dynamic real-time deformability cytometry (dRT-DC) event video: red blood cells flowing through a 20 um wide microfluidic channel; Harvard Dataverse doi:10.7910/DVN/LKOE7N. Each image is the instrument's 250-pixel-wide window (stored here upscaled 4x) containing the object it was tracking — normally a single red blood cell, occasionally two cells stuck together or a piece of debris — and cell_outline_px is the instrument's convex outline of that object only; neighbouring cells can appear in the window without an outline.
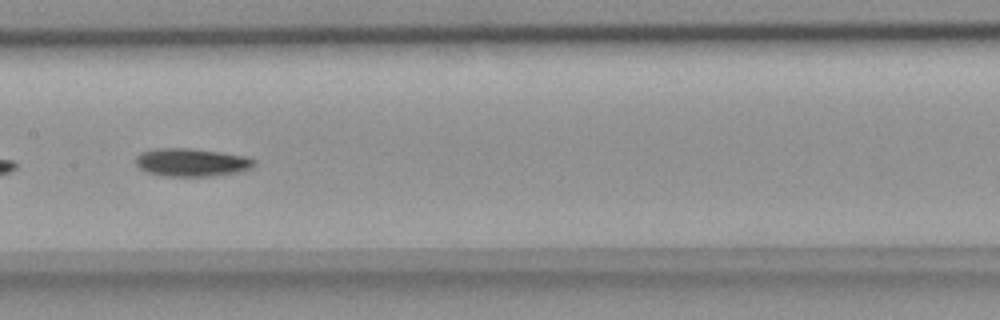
{"species": "common noctule bat (a hibernating species)", "species_latin": "Nyctalus noctula", "temperature_condition": "room temperature", "stored_images_in_passage": 37, "camera_frame_rate_fps": 3000, "um_per_image_px": 0.085, "animal": {"sex": "female", "body_mass_g": 18.4}, "frame": {"image": 1, "passage_image": 11, "time_ms": 3.333, "image_size_px": [1000, 320], "cell_outline_px": [[256, 164], [252, 168], [244, 172], [208, 176], [164, 176], [148, 172], [140, 168], [136, 164], [136, 156], [140, 152], [156, 148], [192, 148], [248, 156], [256, 160]], "centroid_in_image_um": [16.34, 13.8], "position_along_channel_um": 191.1, "area_um2": 19.65}}
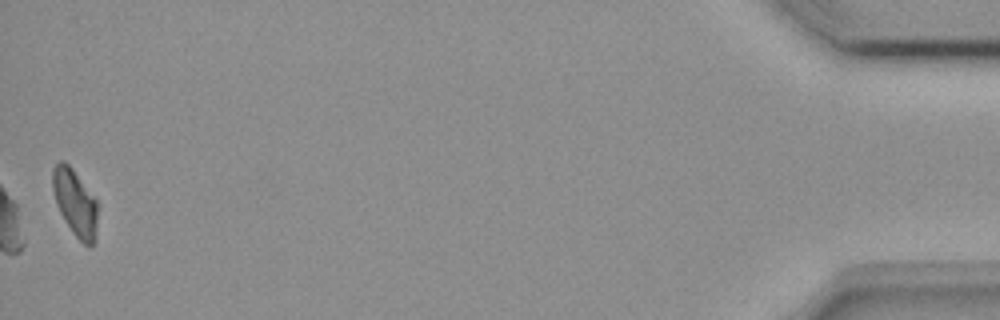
{"frame": {"image": 2, "passage_image": 37, "time_ms": 12.0, "image_size_px": [1000, 320], "cell_outline_px": [[96, 240], [92, 244], [84, 244], [72, 232], [60, 212], [56, 204], [52, 188], [52, 168], [60, 160], [64, 160], [72, 168], [96, 200]], "centroid_in_image_um": [6.35, 17.2], "position_along_channel_um": 428.8, "area_um2": 17.17}, "authors_computed_cell_mechanics": {"area_um2": 19.0162, "velocity_mm_per_s": 3.8192, "shape_relaxation_time_tau1_ms": 6.4747, "shape_relaxation_time_tau2_ms": null, "deformation_change_tau1": 0.1568, "deformation_change_tau2": null}}